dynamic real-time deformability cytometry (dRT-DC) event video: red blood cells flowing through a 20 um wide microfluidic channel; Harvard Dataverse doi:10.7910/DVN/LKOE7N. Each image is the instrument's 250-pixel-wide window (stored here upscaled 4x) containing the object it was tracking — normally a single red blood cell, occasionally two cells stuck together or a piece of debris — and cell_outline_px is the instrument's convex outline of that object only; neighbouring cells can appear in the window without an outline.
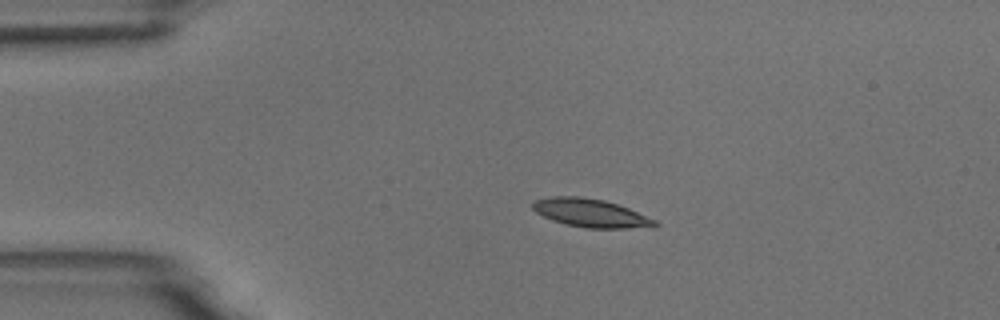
{"species": "common noctule bat (a hibernating species)", "species_latin": "Nyctalus noctula", "temperature_condition": "room temperature", "stored_images_in_passage": 3, "camera_frame_rate_fps": 3000, "um_per_image_px": 0.085, "animal": {"sex": "male", "body_mass_g": 18.8}, "frame": {"image": 1, "passage_image": 2, "time_ms": 2.0, "image_size_px": [1000, 320], "cell_outline_px": [[660, 224], [656, 228], [584, 228], [564, 224], [552, 220], [536, 212], [532, 208], [532, 204], [536, 200], [552, 196], [580, 196], [604, 200], [628, 208], [656, 220]], "centroid_in_image_um": [50.25, 18.12], "position_along_channel_um": 34.7, "area_um2": 20.29}}